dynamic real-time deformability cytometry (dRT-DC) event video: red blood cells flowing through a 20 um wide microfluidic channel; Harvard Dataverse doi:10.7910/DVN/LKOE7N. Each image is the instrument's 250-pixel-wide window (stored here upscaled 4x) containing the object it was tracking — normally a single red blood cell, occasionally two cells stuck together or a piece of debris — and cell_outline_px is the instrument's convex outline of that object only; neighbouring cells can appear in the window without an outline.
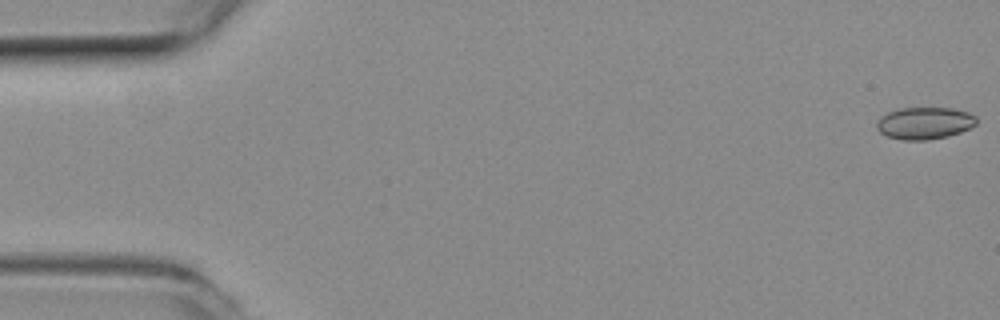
{"species": "common noctule bat (a hibernating species)", "species_latin": "Nyctalus noctula", "temperature_condition": "room temperature", "stored_images_in_passage": 53, "camera_frame_rate_fps": 3000, "um_per_image_px": 0.085, "animal": {"sex": "female", "body_mass_g": 19.3, "forearm_length_mm": 54.1}, "frame": {"image": 1, "passage_image": 1, "time_ms": 0.0, "image_size_px": [1000, 320], "cell_outline_px": [[976, 124], [960, 132], [948, 136], [928, 140], [904, 140], [888, 136], [880, 132], [876, 128], [876, 124], [888, 112], [900, 108], [952, 108], [968, 112], [976, 116]], "centroid_in_image_um": [78.61, 10.47], "position_along_channel_um": 6.4, "area_um2": 18.44}}
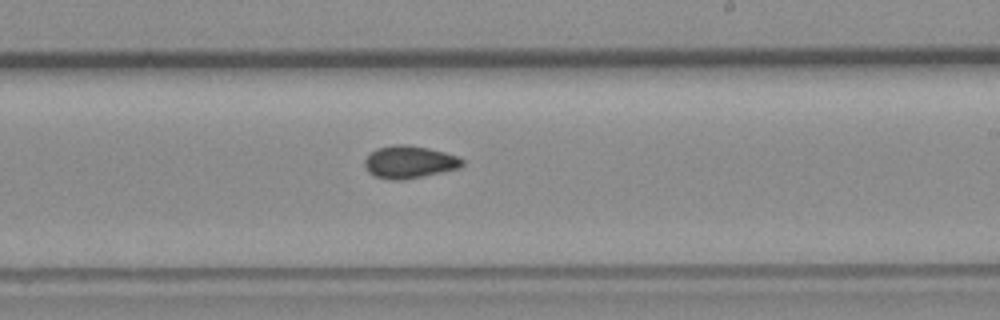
{"frame": {"image": 2, "passage_image": 31, "time_ms": 10.0, "image_size_px": [1000, 320], "cell_outline_px": [[464, 164], [460, 168], [404, 180], [392, 180], [376, 176], [368, 172], [364, 164], [364, 160], [372, 152], [380, 148], [392, 144], [408, 144], [428, 148], [444, 152], [456, 156], [464, 160]], "centroid_in_image_um": [34.81, 13.77], "position_along_channel_um": 254.2, "area_um2": 18.38}}
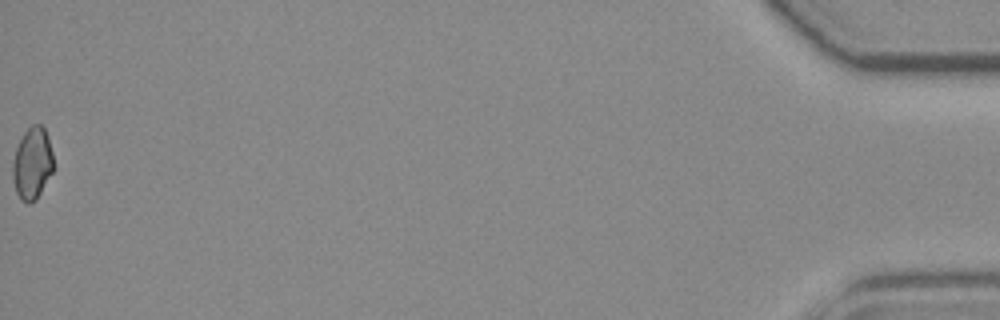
{"frame": {"image": 3, "passage_image": 53, "time_ms": 17.333, "image_size_px": [1000, 320], "cell_outline_px": [[52, 172], [36, 200], [32, 204], [28, 204], [20, 200], [16, 192], [12, 180], [12, 164], [16, 148], [24, 132], [32, 124], [40, 124], [44, 128], [48, 136], [52, 152]], "centroid_in_image_um": [2.72, 13.92], "position_along_channel_um": 432.5, "area_um2": 17.17}, "authors_computed_cell_mechanics": {"area_um2": 18.0336, "velocity_mm_per_s": 3.9191, "shape_relaxation_time_tau1_ms": null, "shape_relaxation_time_tau2_ms": 3.9331, "deformation_change_tau1": null, "deformation_change_tau2": 0.0762}}